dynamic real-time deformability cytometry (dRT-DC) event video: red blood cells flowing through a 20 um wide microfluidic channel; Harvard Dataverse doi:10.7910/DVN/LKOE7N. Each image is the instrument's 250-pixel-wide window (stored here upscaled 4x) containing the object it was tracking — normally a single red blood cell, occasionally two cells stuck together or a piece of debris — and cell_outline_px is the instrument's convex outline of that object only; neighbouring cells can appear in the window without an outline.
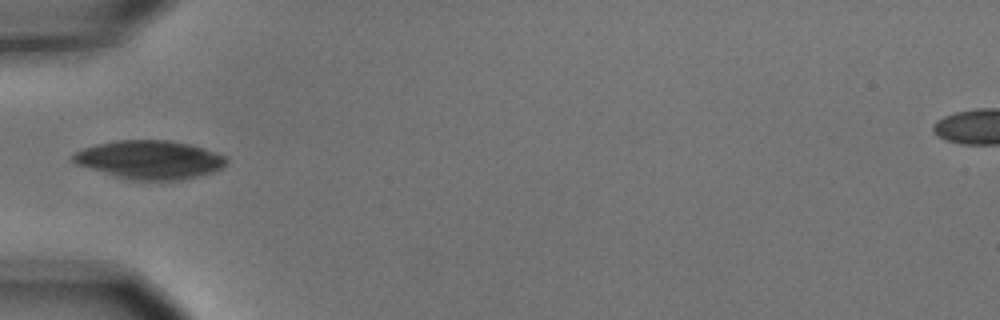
{"species": "common noctule bat (a hibernating species)", "species_latin": "Nyctalus noctula", "temperature_condition": "cold", "stored_images_in_passage": 6, "camera_frame_rate_fps": 3000, "um_per_image_px": 0.085, "animal": {"sex": "male", "body_mass_g": 15.6}, "frame": {"image": 1, "passage_image": 5, "time_ms": 1.333, "image_size_px": [1000, 320], "cell_outline_px": [[228, 164], [212, 172], [180, 180], [132, 180], [112, 176], [72, 164], [72, 156], [76, 152], [84, 148], [96, 144], [116, 140], [168, 140], [188, 144], [204, 148], [224, 156], [228, 160]], "centroid_in_image_um": [12.66, 13.58], "position_along_channel_um": 72.3, "area_um2": 34.56}}
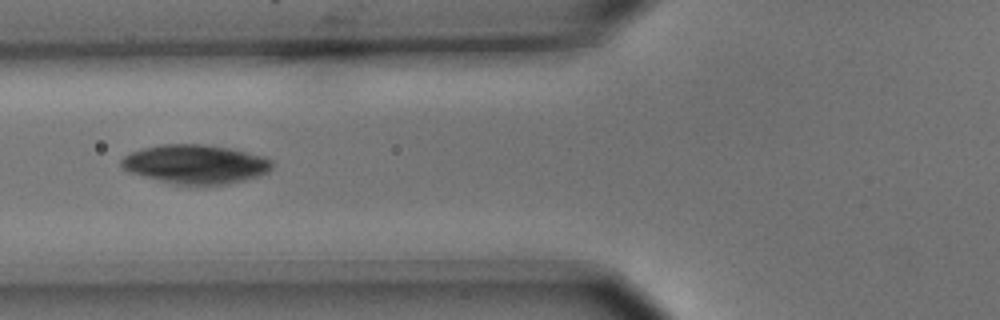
{"frame": {"image": 2, "passage_image": 6, "time_ms": 1.667, "image_size_px": [1000, 320], "cell_outline_px": [[272, 168], [268, 172], [244, 180], [228, 184], [176, 184], [144, 176], [132, 172], [124, 168], [120, 164], [120, 160], [124, 156], [132, 152], [144, 148], [160, 144], [204, 144], [232, 148], [264, 156], [272, 160]], "centroid_in_image_um": [16.65, 13.93], "position_along_channel_um": 109.1, "area_um2": 33.99}}